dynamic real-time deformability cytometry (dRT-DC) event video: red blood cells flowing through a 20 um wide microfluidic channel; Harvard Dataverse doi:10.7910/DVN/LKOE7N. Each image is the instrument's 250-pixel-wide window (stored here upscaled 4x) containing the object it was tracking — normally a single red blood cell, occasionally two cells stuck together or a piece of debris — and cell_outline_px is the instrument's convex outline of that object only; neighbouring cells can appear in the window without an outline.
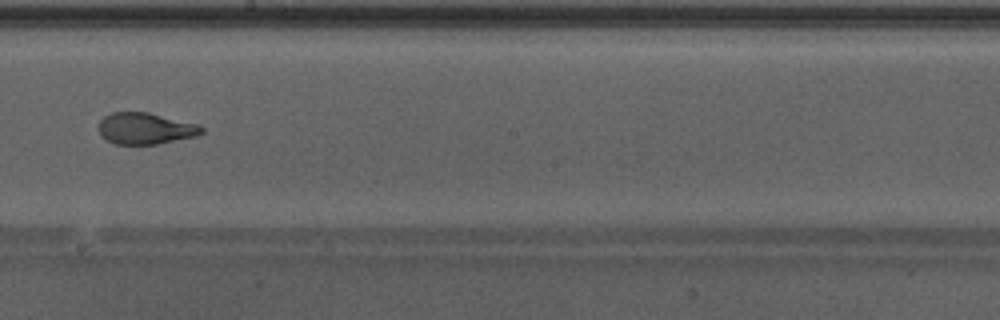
{"species": "Egyptian fruit bat (a non-hibernating species)", "species_latin": "Rousettus aegyptiacus", "temperature_condition": "warm", "stored_images_in_passage": 47, "camera_frame_rate_fps": 3000, "um_per_image_px": 0.085, "animal": {"sex": "male"}, "frame": {"image": 1, "passage_image": 27, "time_ms": 8.667, "image_size_px": [1000, 320], "cell_outline_px": [[204, 132], [196, 136], [156, 144], [116, 144], [108, 140], [100, 132], [100, 120], [104, 116], [112, 112], [148, 112], [200, 124], [204, 128]], "centroid_in_image_um": [12.42, 10.91], "position_along_channel_um": 235.8, "area_um2": 18.79}, "authors_computed_cell_mechanics": {"area_um2": 20.5768, "velocity_mm_per_s": 4.2941, "shape_relaxation_time_tau1_ms": 9.7179, "shape_relaxation_time_tau2_ms": 1.1023, "deformation_change_tau1": 0.3353, "deformation_change_tau2": 0.079}}